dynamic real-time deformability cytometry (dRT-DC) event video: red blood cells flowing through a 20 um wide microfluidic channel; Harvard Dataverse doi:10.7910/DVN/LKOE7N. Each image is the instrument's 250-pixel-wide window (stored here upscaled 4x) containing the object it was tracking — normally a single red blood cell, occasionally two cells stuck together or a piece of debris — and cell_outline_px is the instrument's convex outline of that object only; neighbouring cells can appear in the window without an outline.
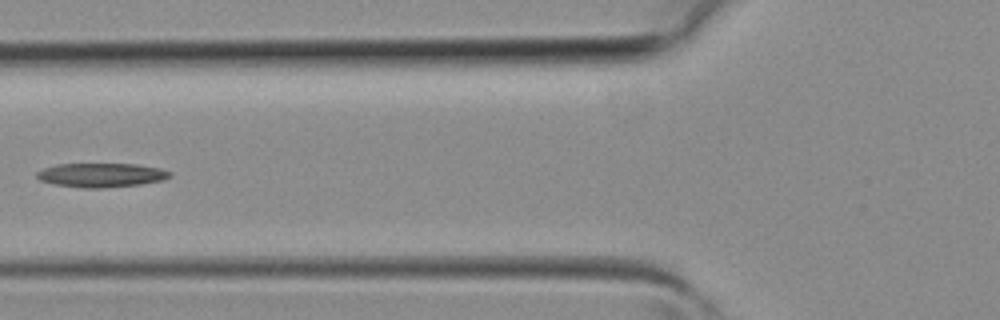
{"species": "common noctule bat (a hibernating species)", "species_latin": "Nyctalus noctula", "temperature_condition": "room temperature", "stored_images_in_passage": 5, "camera_frame_rate_fps": 3000, "um_per_image_px": 0.085, "animal": {"sex": "female", "body_mass_g": 19.3, "forearm_length_mm": 54.1}, "frame": {"image": 1, "passage_image": 5, "time_ms": 1.333, "image_size_px": [1000, 320], "cell_outline_px": [[172, 176], [164, 180], [140, 184], [104, 188], [80, 188], [52, 184], [40, 180], [36, 176], [36, 172], [44, 168], [56, 164], [136, 164], [160, 168], [172, 172]], "centroid_in_image_um": [8.61, 14.89], "position_along_channel_um": 117.2, "area_um2": 18.84}}